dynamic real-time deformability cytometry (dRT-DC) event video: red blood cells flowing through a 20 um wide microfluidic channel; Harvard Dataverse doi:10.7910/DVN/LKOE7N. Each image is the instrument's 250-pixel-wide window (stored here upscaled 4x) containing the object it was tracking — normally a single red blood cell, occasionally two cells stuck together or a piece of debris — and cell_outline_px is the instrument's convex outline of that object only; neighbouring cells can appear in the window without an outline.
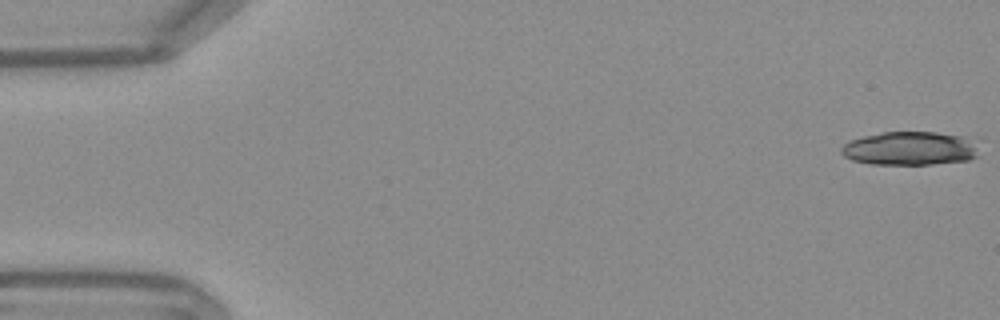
{"species": "Egyptian fruit bat (a non-hibernating species)", "species_latin": "Rousettus aegyptiacus", "temperature_condition": "warm", "stored_images_in_passage": 8, "camera_frame_rate_fps": 3000, "um_per_image_px": 0.085, "frame": {"image": 1, "passage_image": 1, "time_ms": 0.0, "image_size_px": [1000, 320], "cell_outline_px": [[980, 156], [968, 160], [932, 164], [872, 164], [852, 160], [844, 156], [840, 152], [840, 148], [848, 140], [864, 136], [884, 132], [936, 132], [972, 136]], "centroid_in_image_um": [77.39, 12.6], "position_along_channel_um": 7.6, "area_um2": 27.4}}